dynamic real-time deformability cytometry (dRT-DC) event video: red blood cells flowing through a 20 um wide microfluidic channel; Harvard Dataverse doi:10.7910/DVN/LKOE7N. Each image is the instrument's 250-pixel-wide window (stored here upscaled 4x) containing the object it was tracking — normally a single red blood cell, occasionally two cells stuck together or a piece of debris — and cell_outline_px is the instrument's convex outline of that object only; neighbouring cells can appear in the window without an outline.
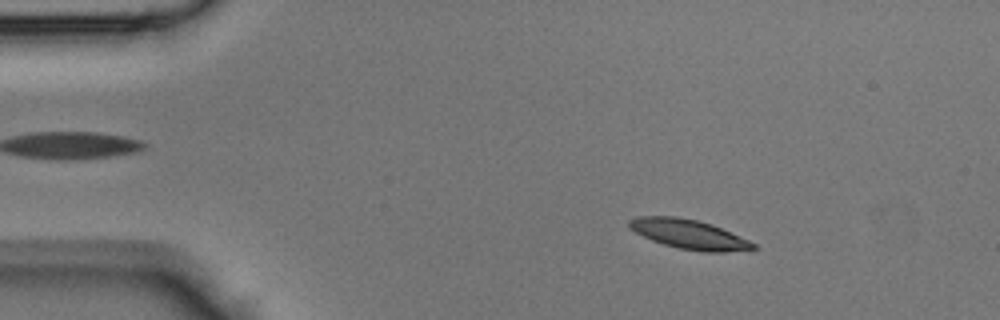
{"species": "Egyptian fruit bat (a non-hibernating species)", "species_latin": "Rousettus aegyptiacus", "temperature_condition": "room temperature", "stored_images_in_passage": 45, "camera_frame_rate_fps": 3000, "um_per_image_px": 0.085, "animal": {"sex": "male"}, "frame": {"image": 1, "passage_image": 7, "time_ms": 2.0, "image_size_px": [1000, 320], "cell_outline_px": [[760, 248], [724, 252], [704, 252], [680, 248], [664, 244], [652, 240], [636, 232], [628, 224], [628, 220], [640, 216], [676, 216], [696, 220], [712, 224], [748, 240], [756, 244]], "centroid_in_image_um": [58.59, 19.91], "position_along_channel_um": 26.4, "area_um2": 20.98}}
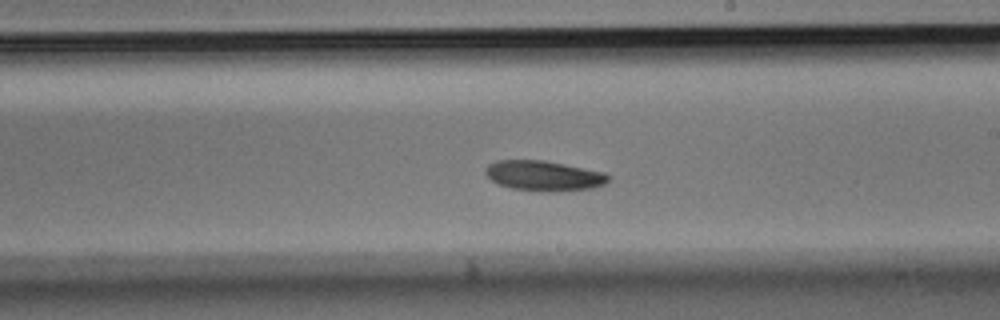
{"frame": {"image": 2, "passage_image": 26, "time_ms": 8.333, "image_size_px": [1000, 320], "cell_outline_px": [[612, 176], [604, 184], [592, 188], [560, 192], [512, 188], [496, 184], [484, 172], [484, 168], [488, 164], [496, 160], [544, 160], [604, 172]], "centroid_in_image_um": [46.22, 14.93], "position_along_channel_um": 242.8, "area_um2": 21.62}}
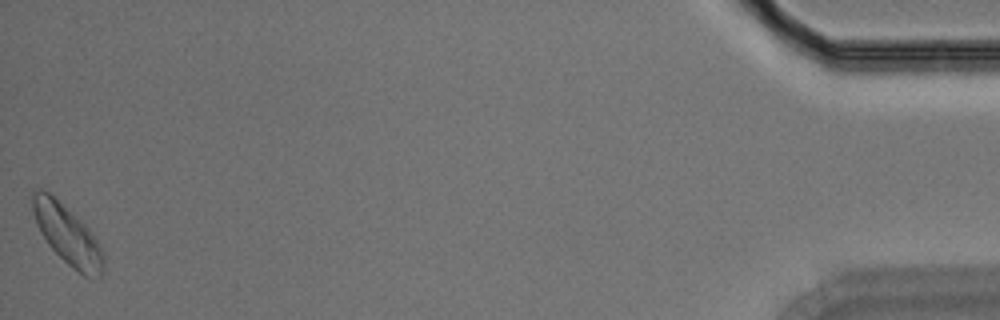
{"frame": {"image": 3, "passage_image": 45, "time_ms": 14.667, "image_size_px": [1000, 320], "cell_outline_px": [[104, 268], [100, 276], [92, 280], [84, 276], [72, 268], [48, 244], [40, 232], [36, 224], [32, 212], [32, 188], [40, 188], [48, 192], [80, 220], [88, 228], [96, 240], [104, 256]], "centroid_in_image_um": [5.71, 19.97], "position_along_channel_um": 429.5, "area_um2": 24.33}}